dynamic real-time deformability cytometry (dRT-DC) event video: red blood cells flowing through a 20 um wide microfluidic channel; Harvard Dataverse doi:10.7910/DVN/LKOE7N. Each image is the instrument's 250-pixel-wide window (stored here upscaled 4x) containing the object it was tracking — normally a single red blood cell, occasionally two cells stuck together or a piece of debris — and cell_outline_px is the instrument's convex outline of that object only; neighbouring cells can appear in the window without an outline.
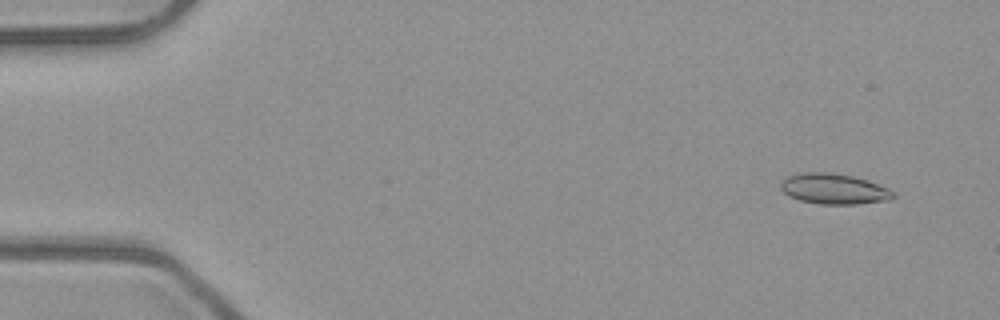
{"species": "common noctule bat (a hibernating species)", "species_latin": "Nyctalus noctula", "temperature_condition": "room temperature", "stored_images_in_passage": 6, "camera_frame_rate_fps": 3000, "um_per_image_px": 0.085, "animal": {"sex": "male", "body_mass_g": 23.1, "forearm_length_mm": 52.7}, "frame": {"image": 1, "passage_image": 2, "time_ms": 0.333, "image_size_px": [1000, 320], "cell_outline_px": [[896, 196], [888, 200], [856, 204], [820, 204], [800, 200], [788, 196], [780, 188], [780, 184], [788, 176], [804, 172], [832, 172], [852, 176], [868, 180], [888, 188], [896, 192]], "centroid_in_image_um": [70.9, 16.05], "position_along_channel_um": 14.1, "area_um2": 20.06}}
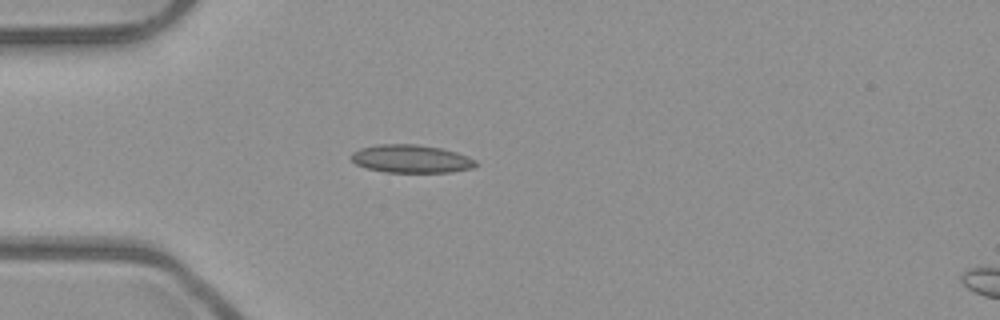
{"frame": {"image": 2, "passage_image": 5, "time_ms": 1.333, "image_size_px": [1000, 320], "cell_outline_px": [[476, 164], [472, 168], [452, 172], [384, 172], [368, 168], [356, 164], [352, 160], [352, 152], [360, 148], [380, 144], [416, 144], [440, 148], [456, 152], [468, 156], [476, 160]], "centroid_in_image_um": [34.95, 13.5], "position_along_channel_um": 50.0, "area_um2": 20.23}}